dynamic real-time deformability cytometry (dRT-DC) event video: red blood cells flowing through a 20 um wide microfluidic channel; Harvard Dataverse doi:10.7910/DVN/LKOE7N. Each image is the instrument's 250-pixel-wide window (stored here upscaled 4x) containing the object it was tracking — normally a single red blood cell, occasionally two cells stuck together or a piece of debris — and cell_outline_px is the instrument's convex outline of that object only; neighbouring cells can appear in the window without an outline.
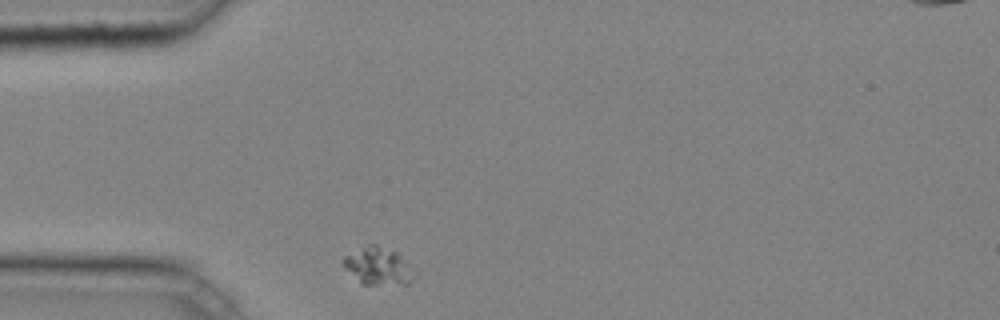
{"species": "common noctule bat (a hibernating species)", "species_latin": "Nyctalus noctula", "temperature_condition": "cold", "stored_images_in_passage": 37, "camera_frame_rate_fps": 3000, "um_per_image_px": 0.085, "animal": {"sex": "male", "body_mass_g": 20.4}, "frame": {"image": 1, "passage_image": 1, "time_ms": 0.0, "image_size_px": [1000, 320], "cell_outline_px": [[420, 272], [408, 284], [364, 284], [344, 268], [344, 256], [372, 244], [376, 244], [396, 252], [420, 268]], "centroid_in_image_um": [32.32, 22.63], "position_along_channel_um": 52.7, "area_um2": 15.72}}
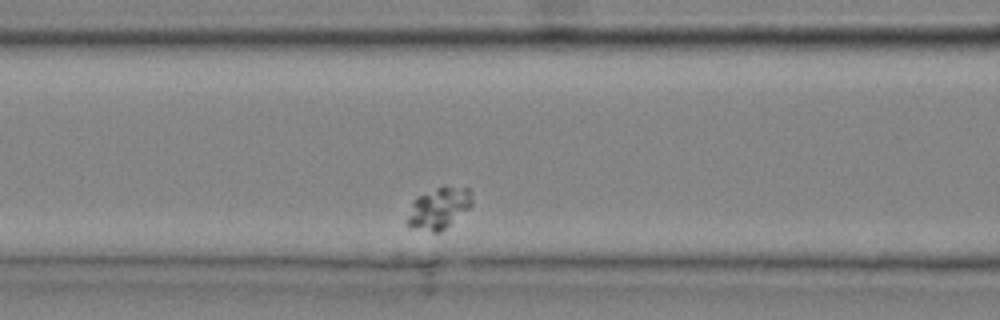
{"frame": {"image": 2, "passage_image": 8, "time_ms": 2.333, "image_size_px": [1000, 320], "cell_outline_px": [[472, 204], [468, 208], [440, 232], [432, 232], [408, 228], [404, 224], [404, 220], [416, 196], [436, 188], [468, 188], [472, 192]], "centroid_in_image_um": [37.21, 17.74], "position_along_channel_um": 129.4, "area_um2": 15.55}}
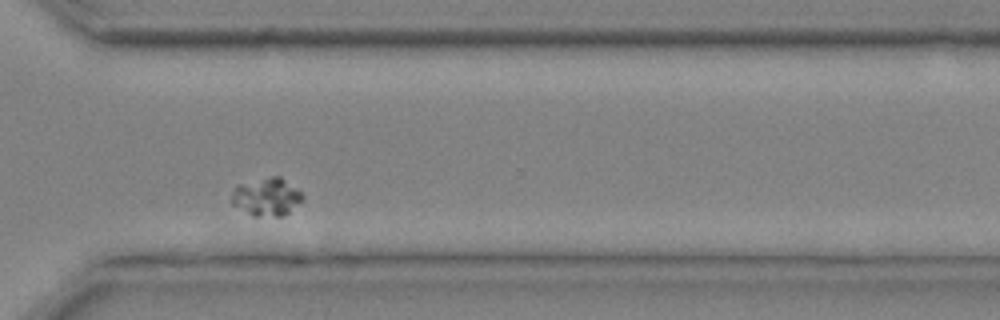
{"frame": {"image": 3, "passage_image": 25, "time_ms": 8.0, "image_size_px": [1000, 320], "cell_outline_px": [[304, 200], [284, 216], [252, 216], [232, 204], [232, 192], [236, 184], [272, 176], [280, 176], [300, 192], [304, 196]], "centroid_in_image_um": [22.66, 16.74], "position_along_channel_um": 347.9, "area_um2": 15.72}}